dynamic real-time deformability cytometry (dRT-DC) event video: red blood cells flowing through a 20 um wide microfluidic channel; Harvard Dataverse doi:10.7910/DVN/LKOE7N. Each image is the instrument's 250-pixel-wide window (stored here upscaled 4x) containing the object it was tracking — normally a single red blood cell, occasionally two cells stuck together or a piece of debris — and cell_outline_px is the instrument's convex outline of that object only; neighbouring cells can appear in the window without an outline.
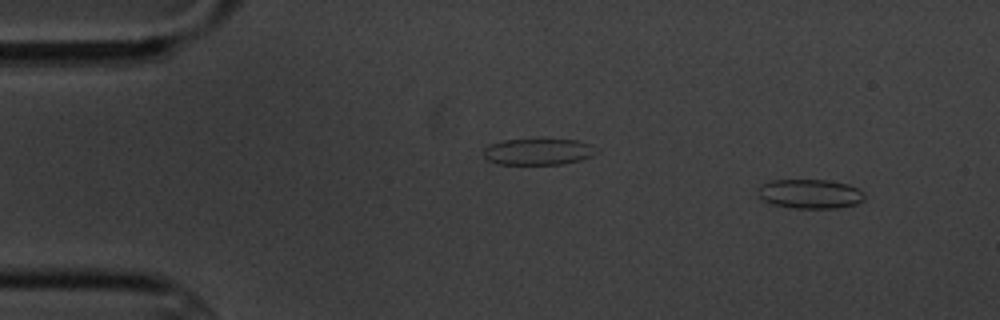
{"species": "common noctule bat (a hibernating species)", "species_latin": "Nyctalus noctula", "temperature_condition": "cold", "stored_images_in_passage": 6, "camera_frame_rate_fps": 3000, "um_per_image_px": 0.085, "animal": {"sex": "male", "body_mass_g": 20.1, "forearm_length_mm": 53.5}, "frame": {"image": 1, "passage_image": 1, "time_ms": 0.0, "image_size_px": [1000, 320], "cell_outline_px": [[864, 196], [856, 204], [840, 208], [792, 208], [772, 204], [764, 200], [756, 192], [760, 184], [772, 180], [828, 180], [848, 184], [864, 192]], "centroid_in_image_um": [68.82, 16.48], "position_along_channel_um": 16.2, "area_um2": 18.21}}
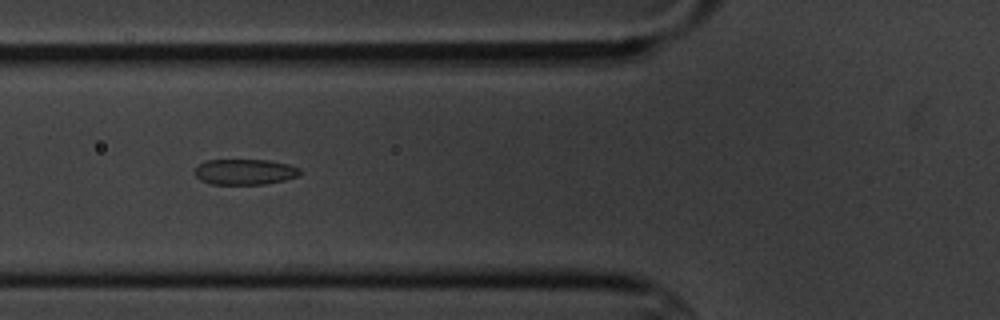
{"frame": {"image": 2, "passage_image": 5, "time_ms": 5.333, "image_size_px": [1000, 320], "cell_outline_px": [[300, 176], [284, 180], [264, 184], [212, 184], [200, 180], [196, 176], [196, 168], [200, 164], [208, 160], [268, 160], [288, 164], [300, 168]], "centroid_in_image_um": [20.84, 14.61], "position_along_channel_um": 105.0, "area_um2": 15.61}}
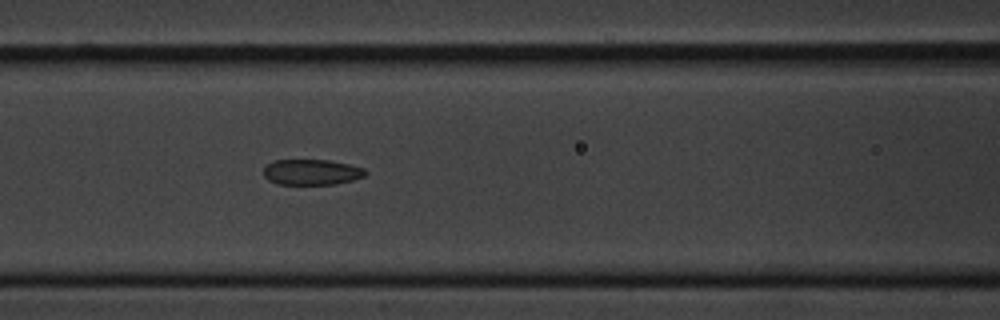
{"frame": {"image": 3, "passage_image": 6, "time_ms": 6.333, "image_size_px": [1000, 320], "cell_outline_px": [[368, 172], [364, 176], [352, 180], [336, 184], [276, 184], [268, 180], [264, 176], [264, 168], [268, 164], [276, 160], [328, 160], [348, 164], [364, 168]], "centroid_in_image_um": [26.49, 14.63], "position_along_channel_um": 140.1, "area_um2": 15.14}}